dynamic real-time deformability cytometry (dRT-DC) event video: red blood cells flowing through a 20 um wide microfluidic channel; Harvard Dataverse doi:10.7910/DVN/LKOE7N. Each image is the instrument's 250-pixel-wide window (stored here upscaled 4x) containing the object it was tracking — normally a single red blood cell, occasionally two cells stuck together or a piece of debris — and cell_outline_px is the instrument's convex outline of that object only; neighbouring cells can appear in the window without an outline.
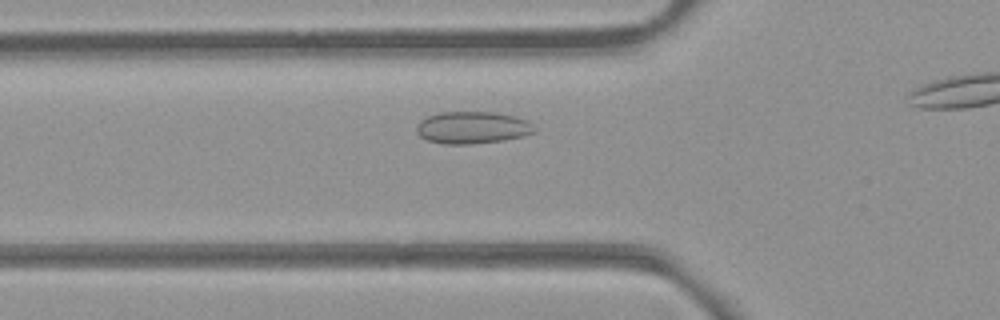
{"species": "common noctule bat (a hibernating species)", "species_latin": "Nyctalus noctula", "temperature_condition": "room temperature", "stored_images_in_passage": 24, "camera_frame_rate_fps": 3000, "um_per_image_px": 0.085, "animal": {"sex": "female", "body_mass_g": 21.9}, "frame": {"image": 1, "passage_image": 6, "time_ms": 1.667, "image_size_px": [1000, 320], "cell_outline_px": [[536, 132], [524, 136], [504, 140], [472, 144], [444, 144], [428, 140], [420, 136], [416, 132], [416, 128], [420, 120], [428, 116], [440, 112], [496, 112], [516, 116], [532, 124], [536, 128]], "centroid_in_image_um": [40.17, 10.84], "position_along_channel_um": 85.6, "area_um2": 22.2}}
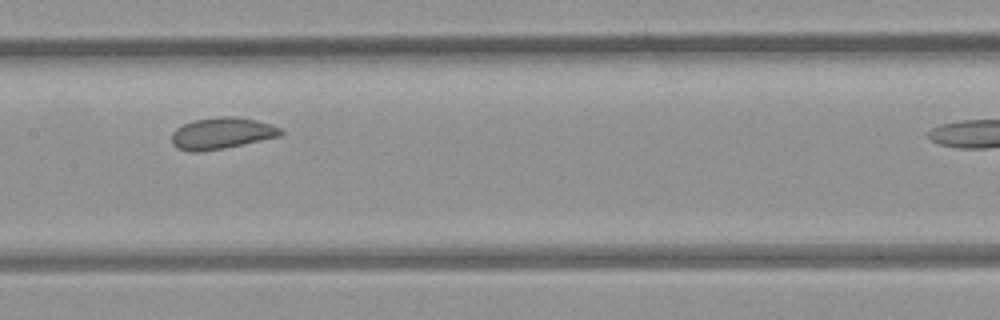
{"frame": {"image": 2, "passage_image": 14, "time_ms": 4.333, "image_size_px": [1000, 320], "cell_outline_px": [[284, 132], [280, 136], [224, 148], [200, 152], [192, 152], [176, 148], [172, 144], [172, 132], [176, 128], [192, 120], [220, 116], [236, 116], [256, 120], [272, 124], [280, 128]], "centroid_in_image_um": [18.83, 11.32], "position_along_channel_um": 188.6, "area_um2": 20.11}}
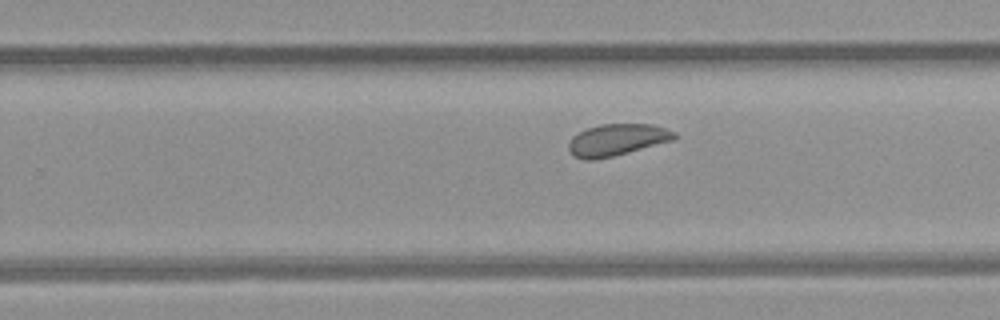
{"frame": {"image": 3, "passage_image": 21, "time_ms": 6.667, "image_size_px": [1000, 320], "cell_outline_px": [[676, 136], [672, 140], [628, 152], [612, 156], [592, 160], [584, 160], [576, 156], [568, 148], [568, 144], [572, 136], [576, 132], [600, 124], [652, 124], [676, 132]], "centroid_in_image_um": [52.41, 11.87], "position_along_channel_um": 277.4, "area_um2": 19.31}}